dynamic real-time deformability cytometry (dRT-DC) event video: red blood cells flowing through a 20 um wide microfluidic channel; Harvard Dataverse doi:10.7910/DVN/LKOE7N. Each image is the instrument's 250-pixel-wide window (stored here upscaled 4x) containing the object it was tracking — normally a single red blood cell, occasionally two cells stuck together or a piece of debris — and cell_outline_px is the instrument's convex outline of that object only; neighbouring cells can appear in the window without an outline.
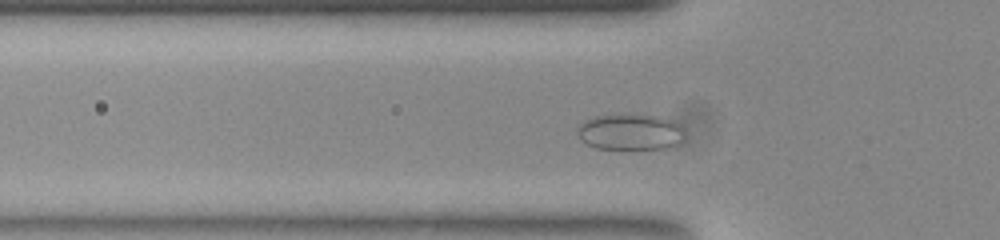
{"species": "common noctule bat (a hibernating species)", "species_latin": "Nyctalus noctula", "temperature_condition": "room temperature", "stored_images_in_passage": 50, "camera_frame_rate_fps": 3000, "um_per_image_px": 0.085, "animal": {"sex": "female", "body_mass_g": 23.0, "forearm_length_mm": 53.4}, "frame": {"image": 1, "passage_image": 12, "time_ms": 3.667, "image_size_px": [1000, 240], "cell_outline_px": [[676, 128], [672, 144], [664, 148], [596, 148], [588, 144], [580, 136], [580, 124], [592, 116], [660, 116], [672, 120], [676, 124]], "centroid_in_image_um": [53.4, 11.21], "position_along_channel_um": 72.4, "area_um2": 20.46}}
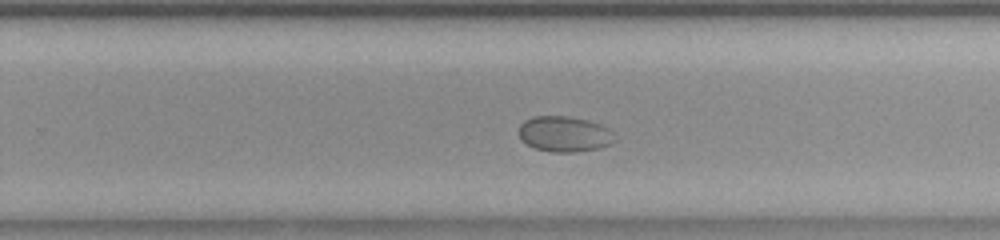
{"frame": {"image": 2, "passage_image": 30, "time_ms": 9.667, "image_size_px": [1000, 240], "cell_outline_px": [[612, 132], [608, 144], [596, 148], [572, 152], [552, 152], [536, 148], [528, 144], [520, 136], [520, 124], [524, 120], [536, 116], [568, 116], [588, 120], [600, 124], [608, 128]], "centroid_in_image_um": [47.92, 11.37], "position_along_channel_um": 281.9, "area_um2": 19.25}}
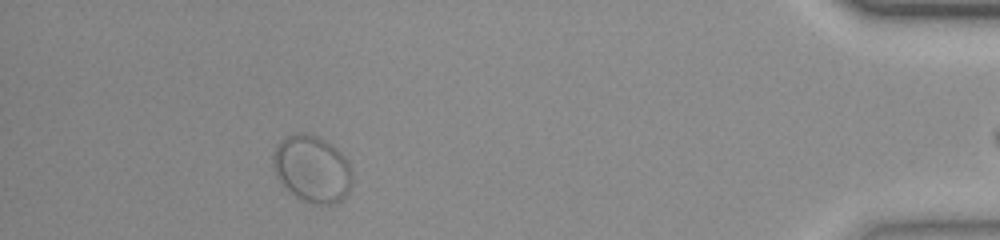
{"frame": {"image": 3, "passage_image": 46, "time_ms": 15.0, "image_size_px": [1000, 240], "cell_outline_px": [[352, 176], [348, 192], [340, 200], [332, 204], [324, 204], [308, 200], [292, 192], [284, 184], [276, 168], [276, 144], [288, 136], [296, 132], [304, 132], [320, 136], [332, 144], [344, 156], [348, 164]], "centroid_in_image_um": [26.6, 14.29], "position_along_channel_um": 408.6, "area_um2": 29.48}}